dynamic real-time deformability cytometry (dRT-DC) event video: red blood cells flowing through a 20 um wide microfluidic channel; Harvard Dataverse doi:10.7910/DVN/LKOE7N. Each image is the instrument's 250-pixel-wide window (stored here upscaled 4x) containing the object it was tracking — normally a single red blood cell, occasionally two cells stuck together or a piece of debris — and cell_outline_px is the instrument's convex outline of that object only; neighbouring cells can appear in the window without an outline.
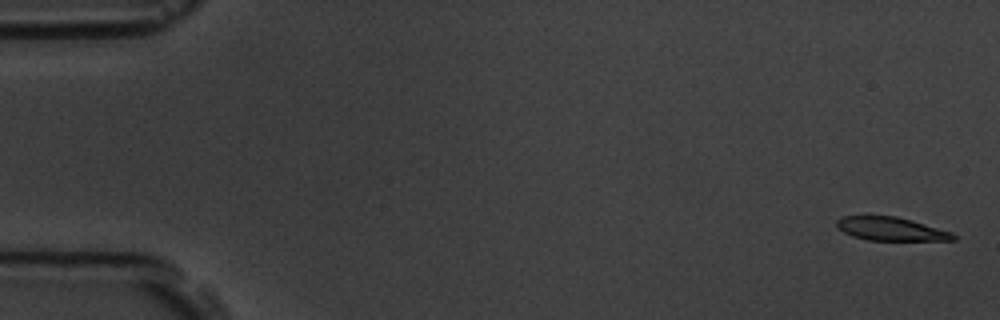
{"species": "common noctule bat (a hibernating species)", "species_latin": "Nyctalus noctula", "temperature_condition": "room temperature", "stored_images_in_passage": 5, "camera_frame_rate_fps": 3000, "um_per_image_px": 0.085, "animal": {"sex": "male", "body_mass_g": 19.5, "forearm_length_mm": 54.6}, "frame": {"image": 1, "passage_image": 1, "time_ms": 0.0, "image_size_px": [1000, 320], "cell_outline_px": [[956, 240], [868, 240], [852, 236], [836, 228], [836, 220], [840, 216], [896, 216], [952, 232], [956, 236]], "centroid_in_image_um": [75.68, 19.46], "position_along_channel_um": 9.3, "area_um2": 15.84}}
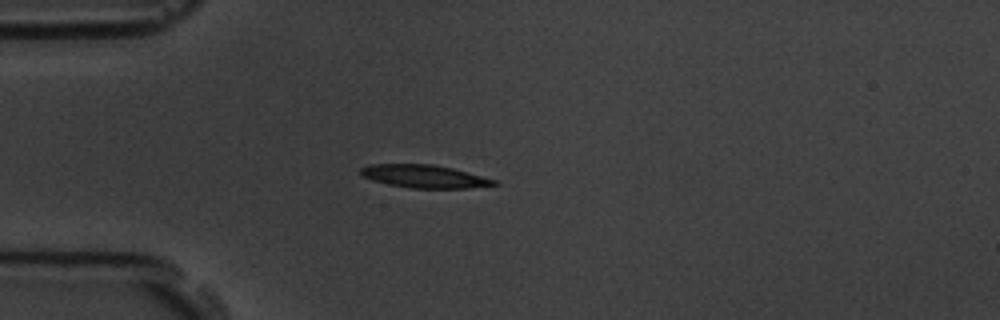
{"frame": {"image": 2, "passage_image": 5, "time_ms": 4.667, "image_size_px": [1000, 320], "cell_outline_px": [[500, 184], [468, 188], [408, 188], [388, 184], [372, 180], [360, 176], [360, 168], [368, 164], [432, 164], [452, 168], [496, 180]], "centroid_in_image_um": [36.02, 14.99], "position_along_channel_um": 49.0, "area_um2": 17.86}}